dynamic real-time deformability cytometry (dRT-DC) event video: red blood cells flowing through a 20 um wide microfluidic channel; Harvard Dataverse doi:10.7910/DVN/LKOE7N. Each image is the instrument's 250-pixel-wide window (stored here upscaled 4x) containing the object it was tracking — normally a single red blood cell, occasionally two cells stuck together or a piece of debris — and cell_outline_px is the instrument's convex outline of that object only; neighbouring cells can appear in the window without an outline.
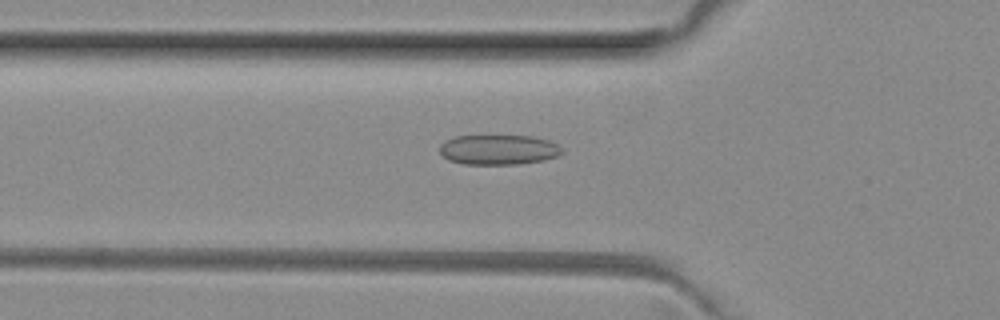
{"species": "common noctule bat (a hibernating species)", "species_latin": "Nyctalus noctula", "temperature_condition": "room temperature", "stored_images_in_passage": 47, "camera_frame_rate_fps": 3000, "um_per_image_px": 0.085, "animal": {"sex": "female", "body_mass_g": 29.2, "forearm_length_mm": 56.3}, "frame": {"image": 1, "passage_image": 16, "time_ms": 5.0, "image_size_px": [1000, 320], "cell_outline_px": [[564, 152], [556, 156], [544, 160], [516, 164], [464, 164], [448, 160], [440, 152], [440, 144], [444, 140], [456, 136], [532, 136], [548, 140], [564, 148]], "centroid_in_image_um": [42.37, 12.72], "position_along_channel_um": 83.4, "area_um2": 21.39}}
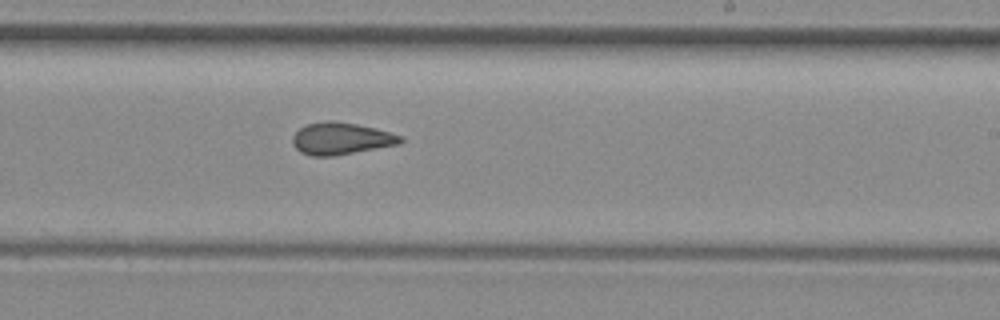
{"frame": {"image": 2, "passage_image": 29, "time_ms": 9.333, "image_size_px": [1000, 320], "cell_outline_px": [[404, 140], [400, 144], [332, 156], [312, 156], [300, 152], [292, 144], [292, 136], [300, 128], [308, 124], [328, 120], [332, 120], [356, 124], [388, 132], [400, 136]], "centroid_in_image_um": [28.94, 11.78], "position_along_channel_um": 260.1, "area_um2": 19.88}}
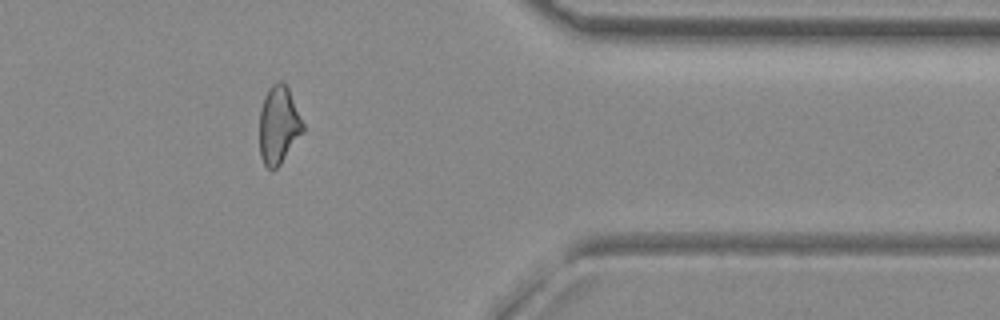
{"frame": {"image": 3, "passage_image": 40, "time_ms": 13.0, "image_size_px": [1000, 320], "cell_outline_px": [[304, 132], [280, 164], [276, 168], [268, 168], [264, 164], [260, 156], [260, 108], [264, 96], [268, 88], [272, 84], [280, 80], [288, 88], [304, 124]], "centroid_in_image_um": [23.68, 10.62], "position_along_channel_um": 387.7, "area_um2": 19.65}, "authors_computed_cell_mechanics": {"area_um2": 20.4034, "velocity_mm_per_s": 4.0659, "shape_relaxation_time_tau1_ms": null, "shape_relaxation_time_tau2_ms": 1.921, "deformation_change_tau1": null, "deformation_change_tau2": 0.0841}}